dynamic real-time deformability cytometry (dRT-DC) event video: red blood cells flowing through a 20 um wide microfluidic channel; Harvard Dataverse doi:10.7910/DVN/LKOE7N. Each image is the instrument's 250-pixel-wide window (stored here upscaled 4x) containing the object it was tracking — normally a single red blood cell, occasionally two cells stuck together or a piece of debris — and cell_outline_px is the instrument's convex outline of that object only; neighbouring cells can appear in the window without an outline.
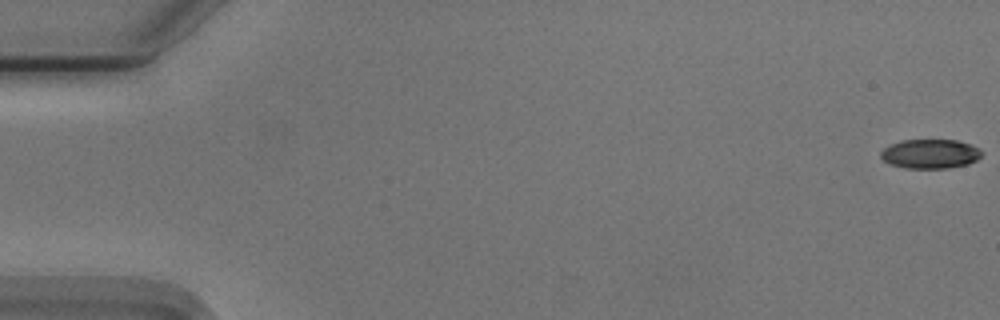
{"species": "Egyptian fruit bat (a non-hibernating species)", "species_latin": "Rousettus aegyptiacus", "temperature_condition": "cold", "stored_images_in_passage": 9, "camera_frame_rate_fps": 3000, "um_per_image_px": 0.085, "animal": {"sex": "male"}, "frame": {"image": 1, "passage_image": 1, "time_ms": 0.0, "image_size_px": [1000, 320], "cell_outline_px": [[984, 152], [976, 160], [968, 164], [948, 168], [904, 168], [888, 164], [880, 156], [880, 152], [884, 148], [900, 140], [956, 140], [980, 148]], "centroid_in_image_um": [79.06, 13.08], "position_along_channel_um": 5.9, "area_um2": 17.28}}